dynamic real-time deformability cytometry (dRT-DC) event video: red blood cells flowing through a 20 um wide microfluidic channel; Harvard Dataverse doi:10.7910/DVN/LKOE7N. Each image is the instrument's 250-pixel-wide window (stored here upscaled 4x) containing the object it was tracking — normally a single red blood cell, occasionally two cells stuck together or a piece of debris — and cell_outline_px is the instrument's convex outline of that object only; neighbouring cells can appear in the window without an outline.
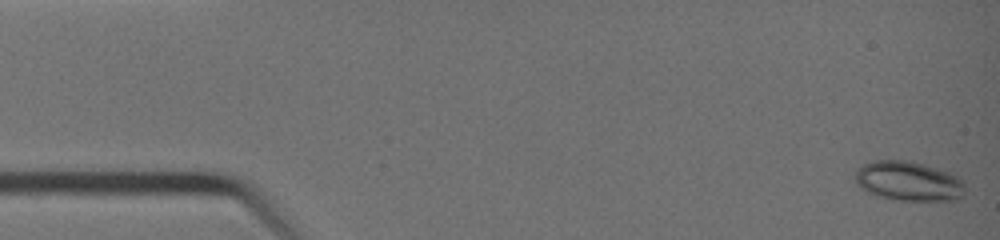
{"species": "common noctule bat (a hibernating species)", "species_latin": "Nyctalus noctula", "temperature_condition": "warm", "stored_images_in_passage": 41, "camera_frame_rate_fps": 3000, "um_per_image_px": 0.085, "animal": {"sex": "female", "body_mass_g": 19.0, "forearm_length_mm": 51.5}, "frame": {"image": 1, "passage_image": 1, "time_ms": 0.0, "image_size_px": [1000, 240], "cell_outline_px": [[964, 192], [956, 200], [900, 200], [876, 196], [860, 188], [856, 184], [856, 168], [872, 160], [904, 160], [924, 164], [948, 172], [964, 180]], "centroid_in_image_um": [77.19, 15.39], "position_along_channel_um": 7.8, "area_um2": 25.32}}
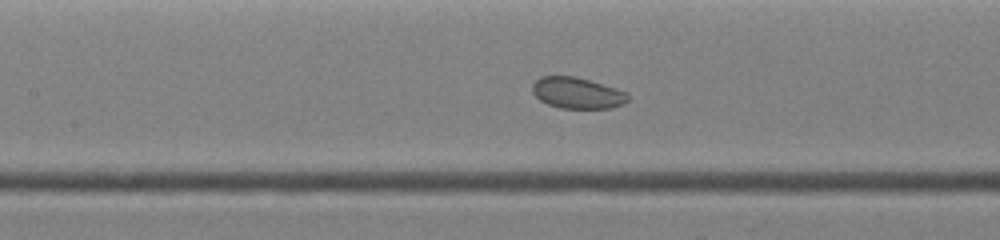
{"frame": {"image": 2, "passage_image": 19, "time_ms": 6.0, "image_size_px": [1000, 240], "cell_outline_px": [[628, 100], [624, 104], [612, 108], [560, 108], [548, 104], [540, 100], [532, 92], [532, 84], [540, 76], [576, 76], [616, 88], [628, 92]], "centroid_in_image_um": [49.07, 7.9], "position_along_channel_um": 158.3, "area_um2": 17.46}}
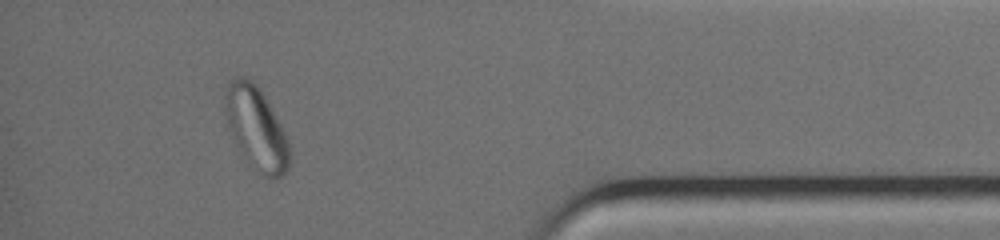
{"frame": {"image": 3, "passage_image": 37, "time_ms": 12.0, "image_size_px": [1000, 240], "cell_outline_px": [[288, 168], [284, 176], [276, 180], [264, 176], [248, 164], [240, 152], [228, 128], [224, 112], [224, 96], [228, 80], [232, 76], [244, 76], [252, 80], [256, 84], [264, 96], [280, 124], [288, 140]], "centroid_in_image_um": [21.73, 10.89], "position_along_channel_um": 413.5, "area_um2": 31.27}}